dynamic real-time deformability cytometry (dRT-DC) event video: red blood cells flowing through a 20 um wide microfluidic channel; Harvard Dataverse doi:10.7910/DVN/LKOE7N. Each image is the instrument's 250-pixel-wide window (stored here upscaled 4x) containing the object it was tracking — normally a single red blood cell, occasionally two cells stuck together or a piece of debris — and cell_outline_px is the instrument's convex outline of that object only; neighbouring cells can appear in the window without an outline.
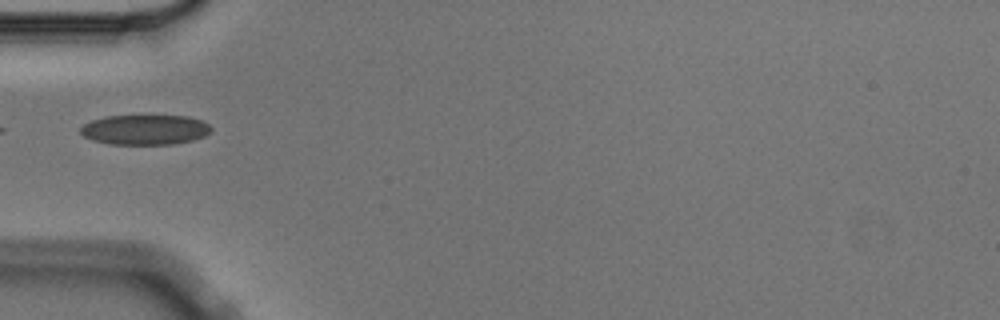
{"species": "Egyptian fruit bat (a non-hibernating species)", "species_latin": "Rousettus aegyptiacus", "temperature_condition": "cold", "stored_images_in_passage": 3, "camera_frame_rate_fps": 3000, "um_per_image_px": 0.085, "animal": {"sex": "male"}, "frame": {"image": 1, "passage_image": 1, "time_ms": 0.0, "image_size_px": [1000, 320], "cell_outline_px": [[212, 132], [204, 136], [192, 140], [172, 144], [108, 144], [92, 140], [84, 136], [80, 132], [80, 128], [84, 124], [92, 120], [104, 116], [188, 116], [200, 120], [208, 124], [212, 128]], "centroid_in_image_um": [12.32, 11.03], "position_along_channel_um": 72.7, "area_um2": 22.83}}
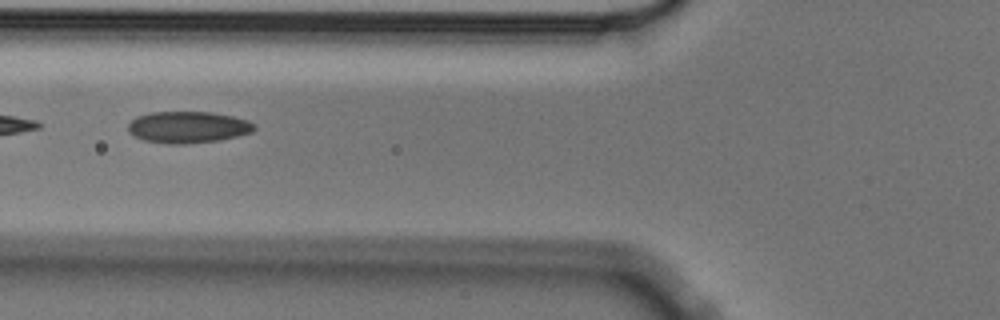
{"frame": {"image": 2, "passage_image": 2, "time_ms": 0.333, "image_size_px": [1000, 320], "cell_outline_px": [[256, 128], [252, 132], [220, 140], [188, 144], [168, 144], [144, 140], [128, 132], [128, 124], [136, 116], [152, 112], [212, 112], [232, 116], [248, 120], [256, 124]], "centroid_in_image_um": [15.99, 10.81], "position_along_channel_um": 109.8, "area_um2": 23.35}}
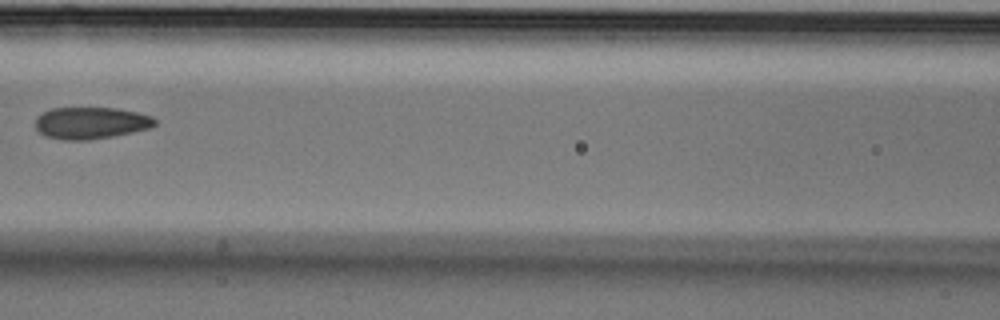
{"frame": {"image": 3, "passage_image": 3, "time_ms": 0.667, "image_size_px": [1000, 320], "cell_outline_px": [[156, 124], [148, 128], [132, 132], [112, 136], [88, 140], [64, 140], [44, 136], [36, 128], [36, 116], [52, 108], [120, 108], [152, 116], [156, 120]], "centroid_in_image_um": [7.71, 10.45], "position_along_channel_um": 158.9, "area_um2": 22.14}}